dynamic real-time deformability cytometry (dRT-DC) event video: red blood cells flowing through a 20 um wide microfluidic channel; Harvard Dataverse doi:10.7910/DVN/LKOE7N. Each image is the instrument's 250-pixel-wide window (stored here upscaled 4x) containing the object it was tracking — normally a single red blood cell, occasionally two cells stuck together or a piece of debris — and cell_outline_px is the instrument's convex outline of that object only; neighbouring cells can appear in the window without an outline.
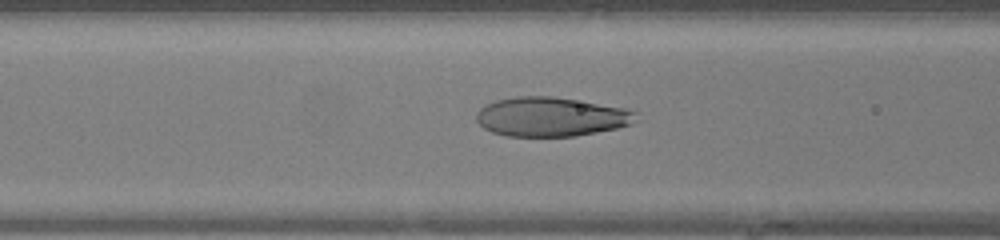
{"species": "human", "species_latin": "Homo sapiens", "temperature_condition": "warm", "stored_images_in_passage": 42, "camera_frame_rate_fps": 3000, "um_per_image_px": 0.085, "donor": {"sex": "female"}, "frame": {"image": 1, "passage_image": 15, "time_ms": 4.667, "image_size_px": [1000, 240], "cell_outline_px": [[640, 120], [632, 124], [616, 128], [576, 136], [508, 136], [492, 132], [484, 128], [476, 120], [476, 112], [484, 104], [496, 100], [516, 96], [552, 96], [628, 108], [636, 112]], "centroid_in_image_um": [46.86, 9.92], "position_along_channel_um": 119.7, "area_um2": 36.82}}
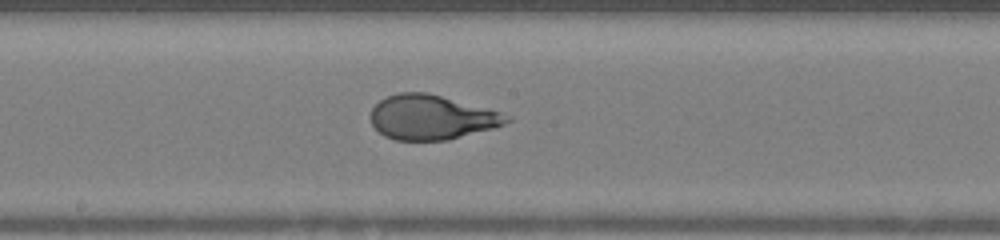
{"frame": {"image": 2, "passage_image": 21, "time_ms": 6.667, "image_size_px": [1000, 240], "cell_outline_px": [[512, 120], [504, 124], [492, 128], [448, 140], [396, 140], [384, 136], [372, 124], [368, 116], [372, 108], [380, 100], [388, 96], [400, 92], [428, 92], [500, 112], [512, 116]], "centroid_in_image_um": [36.66, 9.97], "position_along_channel_um": 211.5, "area_um2": 35.26}}
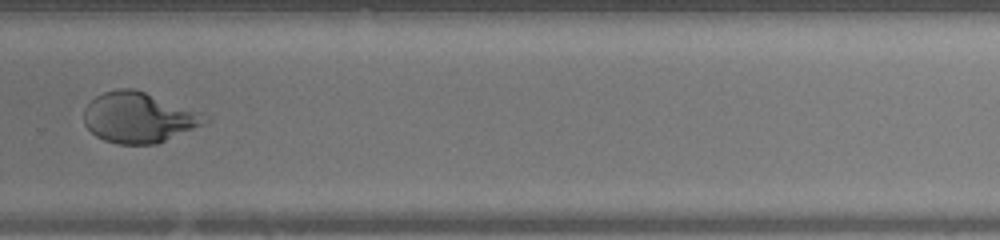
{"frame": {"image": 3, "passage_image": 28, "time_ms": 9.0, "image_size_px": [1000, 240], "cell_outline_px": [[212, 116], [204, 124], [156, 144], [120, 144], [104, 140], [96, 136], [84, 124], [84, 108], [96, 96], [104, 92], [116, 88], [132, 88], [144, 92]], "centroid_in_image_um": [11.78, 9.99], "position_along_channel_um": 318.0, "area_um2": 35.37}}